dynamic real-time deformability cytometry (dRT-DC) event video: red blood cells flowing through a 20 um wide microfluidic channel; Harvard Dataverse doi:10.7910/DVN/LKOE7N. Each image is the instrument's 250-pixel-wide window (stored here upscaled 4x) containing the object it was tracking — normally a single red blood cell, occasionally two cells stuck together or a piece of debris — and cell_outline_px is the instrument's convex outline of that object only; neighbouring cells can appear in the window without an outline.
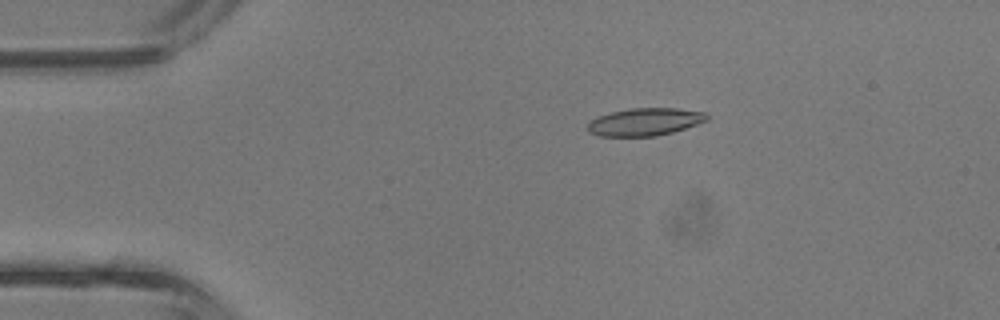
{"species": "common noctule bat (a hibernating species)", "species_latin": "Nyctalus noctula", "temperature_condition": "room temperature", "stored_images_in_passage": 2, "camera_frame_rate_fps": 3000, "um_per_image_px": 0.085, "animal": {"sex": "male", "body_mass_g": 13.3}, "frame": {"image": 1, "passage_image": 1, "time_ms": 0.0, "image_size_px": [1000, 320], "cell_outline_px": [[708, 120], [672, 132], [656, 136], [600, 136], [588, 132], [588, 124], [596, 116], [628, 108], [676, 108], [708, 112]], "centroid_in_image_um": [54.82, 10.35], "position_along_channel_um": 30.2, "area_um2": 19.19}}